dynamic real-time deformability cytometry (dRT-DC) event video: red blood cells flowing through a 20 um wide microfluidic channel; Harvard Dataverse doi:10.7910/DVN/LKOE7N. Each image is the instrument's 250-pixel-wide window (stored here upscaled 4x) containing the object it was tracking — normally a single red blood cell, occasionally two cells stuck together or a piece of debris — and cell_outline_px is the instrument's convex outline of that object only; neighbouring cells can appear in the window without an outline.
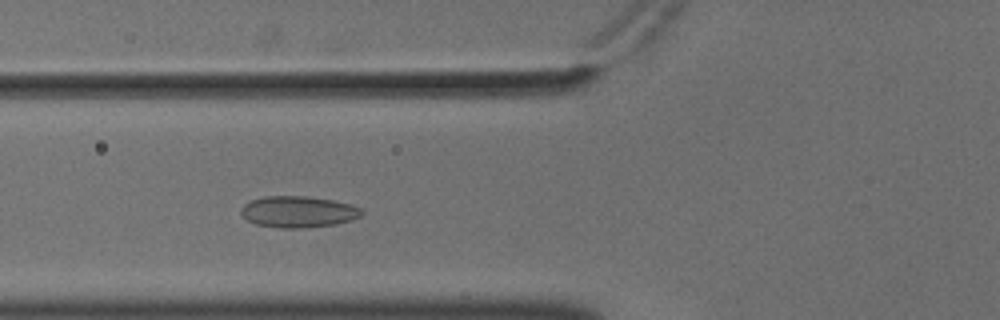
{"species": "common noctule bat (a hibernating species)", "species_latin": "Nyctalus noctula", "temperature_condition": "cold", "stored_images_in_passage": 53, "camera_frame_rate_fps": 3000, "um_per_image_px": 0.085, "animal": {"sex": "male", "body_mass_g": 18.8}, "frame": {"image": 1, "passage_image": 19, "time_ms": 6.0, "image_size_px": [1000, 320], "cell_outline_px": [[364, 212], [360, 216], [352, 220], [336, 224], [304, 228], [280, 228], [256, 224], [248, 220], [240, 212], [240, 208], [244, 204], [252, 200], [264, 196], [308, 196], [332, 200], [352, 204], [360, 208]], "centroid_in_image_um": [25.36, 18.0], "position_along_channel_um": 100.4, "area_um2": 22.14}}
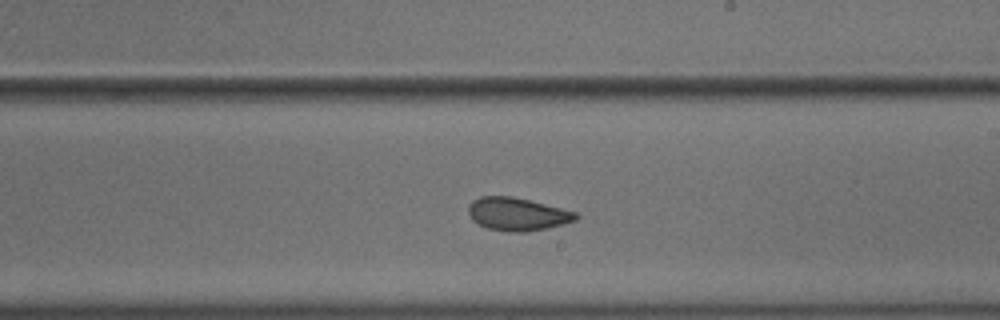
{"frame": {"image": 2, "passage_image": 31, "time_ms": 10.0, "image_size_px": [1000, 320], "cell_outline_px": [[580, 216], [576, 220], [548, 228], [524, 232], [508, 232], [488, 228], [472, 220], [468, 212], [468, 204], [472, 200], [480, 196], [512, 196], [576, 212]], "centroid_in_image_um": [43.95, 18.2], "position_along_channel_um": 245.1, "area_um2": 20.58}}
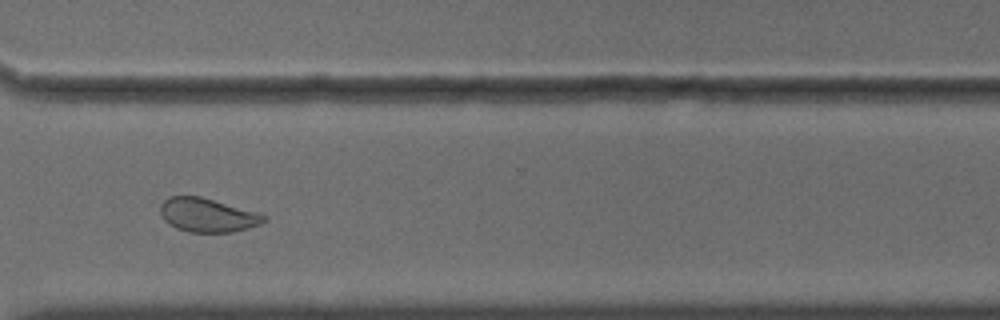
{"frame": {"image": 3, "passage_image": 40, "time_ms": 13.0, "image_size_px": [1000, 320], "cell_outline_px": [[268, 220], [260, 224], [248, 228], [232, 232], [188, 232], [176, 228], [168, 224], [164, 220], [160, 212], [160, 204], [168, 196], [200, 196], [256, 212], [268, 216]], "centroid_in_image_um": [17.62, 18.29], "position_along_channel_um": 353.0, "area_um2": 20.46}, "authors_computed_cell_mechanics": {"area_um2": 22.1374, "velocity_mm_per_s": 3.597, "shape_relaxation_time_tau1_ms": null, "shape_relaxation_time_tau2_ms": 1.2842, "deformation_change_tau1": null, "deformation_change_tau2": 0.0593}}